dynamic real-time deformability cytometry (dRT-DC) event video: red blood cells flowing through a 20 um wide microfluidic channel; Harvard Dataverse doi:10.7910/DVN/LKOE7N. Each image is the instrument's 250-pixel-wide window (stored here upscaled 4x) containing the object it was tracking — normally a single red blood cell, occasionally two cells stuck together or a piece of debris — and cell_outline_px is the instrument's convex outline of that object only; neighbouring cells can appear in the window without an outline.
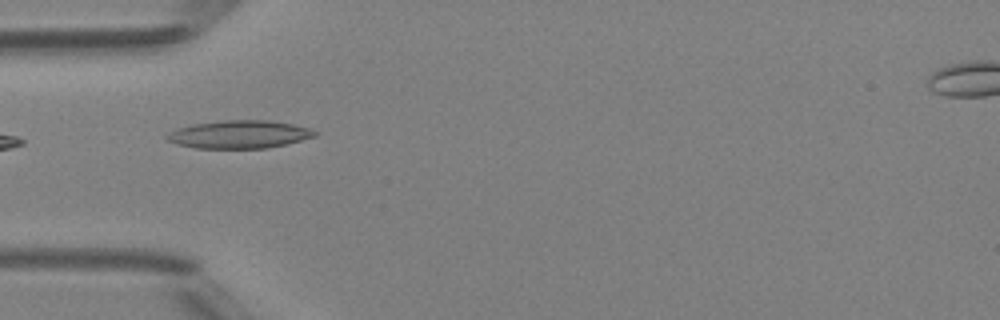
{"species": "Egyptian fruit bat (a non-hibernating species)", "species_latin": "Rousettus aegyptiacus", "temperature_condition": "room temperature", "stored_images_in_passage": 21, "camera_frame_rate_fps": 3000, "um_per_image_px": 0.085, "animal": {"sex": "female"}, "frame": {"image": 1, "passage_image": 1, "time_ms": 0.0, "image_size_px": [1000, 320], "cell_outline_px": [[316, 136], [268, 148], [196, 148], [176, 144], [168, 140], [164, 136], [168, 132], [176, 128], [192, 124], [224, 120], [268, 120], [292, 124], [308, 128], [316, 132]], "centroid_in_image_um": [20.27, 11.42], "position_along_channel_um": 64.7, "area_um2": 23.99}}